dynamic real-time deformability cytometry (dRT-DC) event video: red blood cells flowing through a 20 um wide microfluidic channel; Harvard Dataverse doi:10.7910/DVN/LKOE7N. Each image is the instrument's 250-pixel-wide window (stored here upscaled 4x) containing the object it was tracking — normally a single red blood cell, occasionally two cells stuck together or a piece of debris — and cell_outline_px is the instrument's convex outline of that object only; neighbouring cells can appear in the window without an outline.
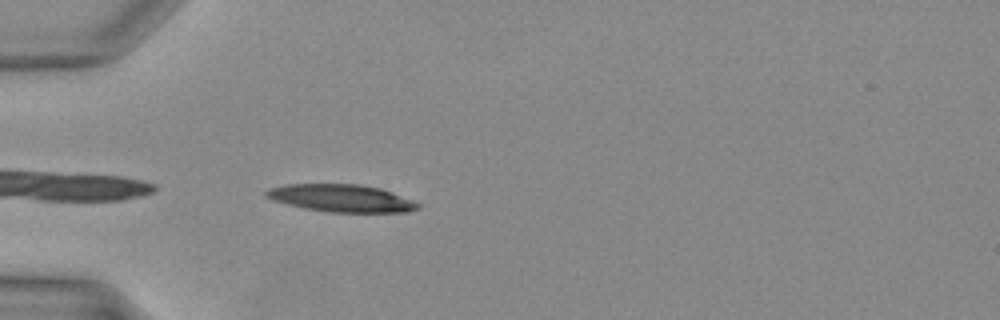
{"species": "Egyptian fruit bat (a non-hibernating species)", "species_latin": "Rousettus aegyptiacus", "temperature_condition": "warm", "stored_images_in_passage": 24, "camera_frame_rate_fps": 3000, "um_per_image_px": 0.085, "animal": {"sex": "female"}, "frame": {"image": 1, "passage_image": 1, "time_ms": 0.0, "image_size_px": [1000, 320], "cell_outline_px": [[420, 208], [408, 212], [328, 212], [304, 208], [272, 200], [264, 196], [264, 192], [272, 188], [288, 184], [356, 184], [380, 188], [412, 200], [420, 204]], "centroid_in_image_um": [29.01, 16.85], "position_along_channel_um": 56.0, "area_um2": 24.1}}
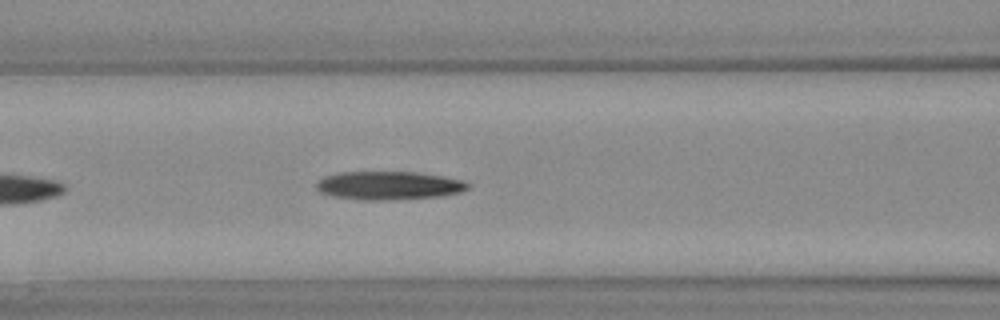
{"frame": {"image": 2, "passage_image": 6, "time_ms": 1.667, "image_size_px": [1000, 320], "cell_outline_px": [[472, 184], [468, 188], [460, 192], [440, 196], [384, 200], [364, 200], [332, 196], [320, 192], [316, 188], [316, 184], [324, 176], [340, 172], [412, 172], [444, 176], [464, 180]], "centroid_in_image_um": [33.06, 15.76], "position_along_channel_um": 133.5, "area_um2": 25.03}}
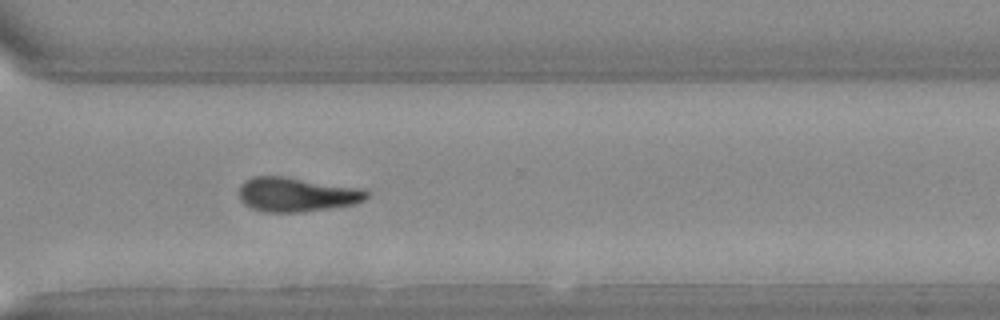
{"frame": {"image": 3, "passage_image": 18, "time_ms": 5.667, "image_size_px": [1000, 320], "cell_outline_px": [[368, 196], [364, 200], [356, 204], [332, 208], [304, 212], [268, 212], [252, 208], [244, 204], [240, 200], [240, 184], [244, 180], [252, 176], [284, 176], [364, 188], [368, 192]], "centroid_in_image_um": [25.24, 16.52], "position_along_channel_um": 345.4, "area_um2": 25.84}}